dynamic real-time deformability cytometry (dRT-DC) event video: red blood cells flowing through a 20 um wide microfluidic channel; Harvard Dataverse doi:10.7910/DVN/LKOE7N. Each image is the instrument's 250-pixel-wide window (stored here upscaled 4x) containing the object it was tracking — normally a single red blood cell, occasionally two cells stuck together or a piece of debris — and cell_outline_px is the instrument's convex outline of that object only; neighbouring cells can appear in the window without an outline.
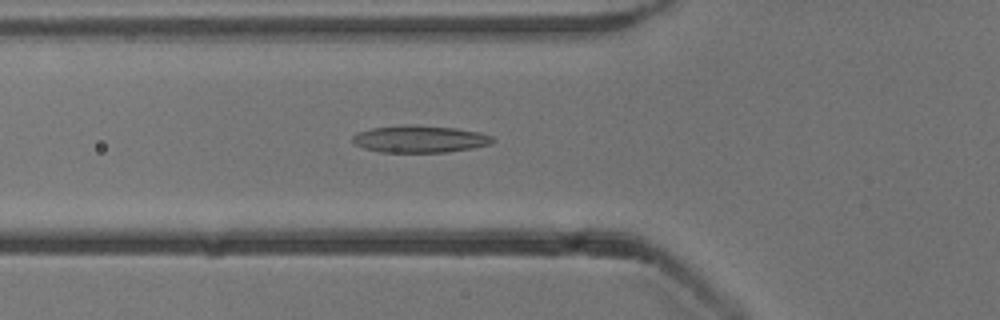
{"species": "common noctule bat (a hibernating species)", "species_latin": "Nyctalus noctula", "temperature_condition": "cold", "stored_images_in_passage": 42, "camera_frame_rate_fps": 3000, "um_per_image_px": 0.085, "animal": {"sex": "male", "body_mass_g": 13.3}, "frame": {"image": 1, "passage_image": 8, "time_ms": 2.333, "image_size_px": [1000, 320], "cell_outline_px": [[492, 144], [472, 148], [444, 152], [380, 152], [364, 148], [356, 144], [352, 140], [352, 136], [356, 132], [372, 128], [404, 124], [412, 124], [456, 128], [480, 132], [492, 136]], "centroid_in_image_um": [35.66, 11.8], "position_along_channel_um": 90.1, "area_um2": 22.2}}
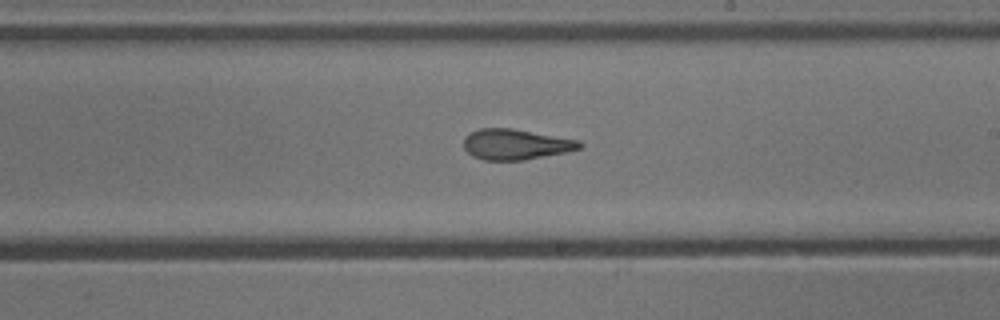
{"frame": {"image": 2, "passage_image": 20, "time_ms": 6.333, "image_size_px": [1000, 320], "cell_outline_px": [[584, 144], [580, 148], [564, 152], [524, 160], [484, 160], [472, 156], [464, 148], [464, 136], [468, 132], [480, 128], [512, 128], [580, 140]], "centroid_in_image_um": [43.81, 12.26], "position_along_channel_um": 245.2, "area_um2": 20.69}}
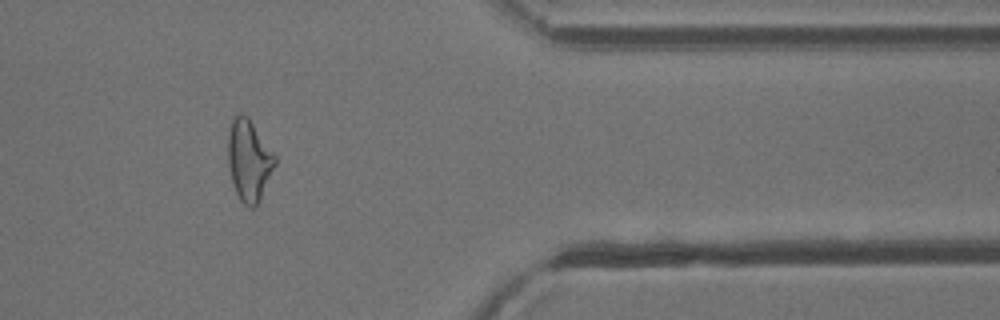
{"frame": {"image": 3, "passage_image": 33, "time_ms": 10.667, "image_size_px": [1000, 320], "cell_outline_px": [[276, 164], [260, 200], [256, 208], [248, 208], [240, 200], [232, 184], [228, 164], [228, 132], [232, 116], [240, 112], [248, 116], [276, 156]], "centroid_in_image_um": [21.15, 13.62], "position_along_channel_um": 390.3, "area_um2": 22.6}, "authors_computed_cell_mechanics": {"area_um2": 21.4438, "velocity_mm_per_s": 3.8542, "shape_relaxation_time_tau1_ms": null, "shape_relaxation_time_tau2_ms": 2.4352, "deformation_change_tau1": null, "deformation_change_tau2": 0.1217}}